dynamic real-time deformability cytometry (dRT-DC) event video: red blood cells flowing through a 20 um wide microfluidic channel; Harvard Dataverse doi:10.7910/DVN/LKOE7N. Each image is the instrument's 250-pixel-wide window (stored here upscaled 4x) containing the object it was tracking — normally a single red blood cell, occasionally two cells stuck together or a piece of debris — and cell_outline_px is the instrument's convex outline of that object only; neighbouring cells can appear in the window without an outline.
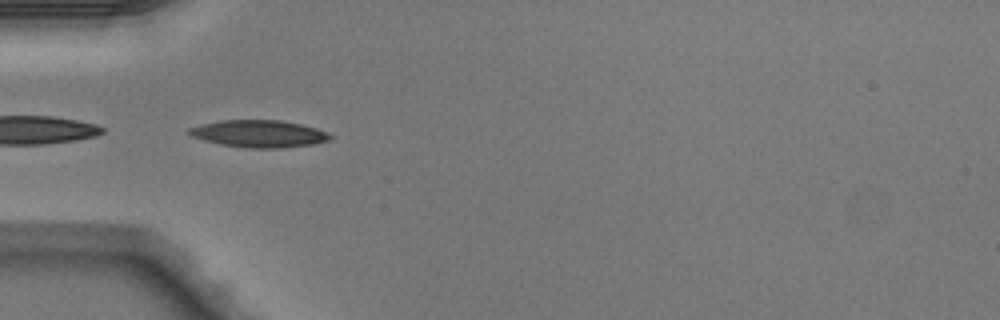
{"species": "Egyptian fruit bat (a non-hibernating species)", "species_latin": "Rousettus aegyptiacus", "temperature_condition": "warm", "stored_images_in_passage": 25, "camera_frame_rate_fps": 3000, "um_per_image_px": 0.085, "animal": {"sex": "male"}, "frame": {"image": 1, "passage_image": 6, "time_ms": 1.667, "image_size_px": [1000, 320], "cell_outline_px": [[332, 136], [328, 140], [312, 144], [280, 148], [248, 148], [220, 144], [204, 140], [192, 136], [188, 132], [188, 128], [200, 124], [220, 120], [280, 120], [300, 124], [316, 128], [328, 132]], "centroid_in_image_um": [21.99, 11.36], "position_along_channel_um": 63.0, "area_um2": 22.25}}
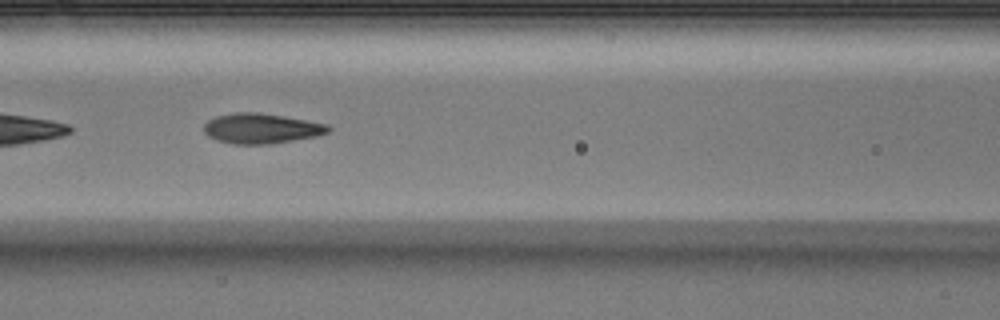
{"frame": {"image": 2, "passage_image": 12, "time_ms": 3.667, "image_size_px": [1000, 320], "cell_outline_px": [[332, 128], [328, 132], [316, 136], [268, 144], [232, 144], [216, 140], [208, 136], [204, 132], [204, 124], [208, 120], [216, 116], [236, 112], [256, 112], [328, 124]], "centroid_in_image_um": [22.17, 10.92], "position_along_channel_um": 144.4, "area_um2": 21.62}}
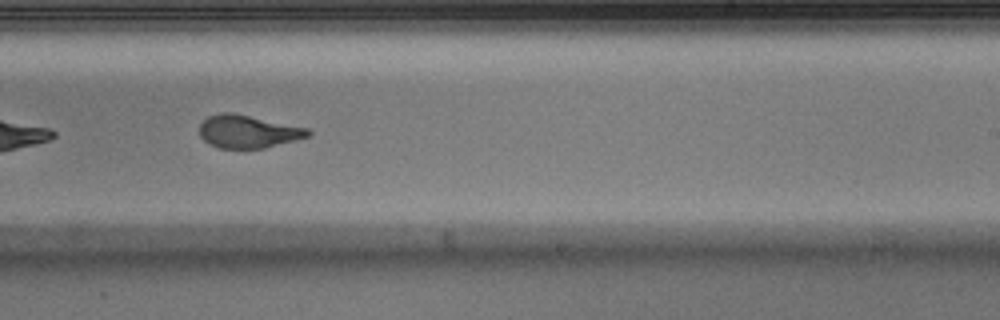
{"frame": {"image": 3, "passage_image": 21, "time_ms": 6.667, "image_size_px": [1000, 320], "cell_outline_px": [[312, 132], [308, 136], [296, 140], [264, 148], [220, 148], [208, 144], [200, 136], [200, 124], [208, 116], [220, 112], [232, 112], [308, 128]], "centroid_in_image_um": [21.06, 11.17], "position_along_channel_um": 267.9, "area_um2": 20.75}}